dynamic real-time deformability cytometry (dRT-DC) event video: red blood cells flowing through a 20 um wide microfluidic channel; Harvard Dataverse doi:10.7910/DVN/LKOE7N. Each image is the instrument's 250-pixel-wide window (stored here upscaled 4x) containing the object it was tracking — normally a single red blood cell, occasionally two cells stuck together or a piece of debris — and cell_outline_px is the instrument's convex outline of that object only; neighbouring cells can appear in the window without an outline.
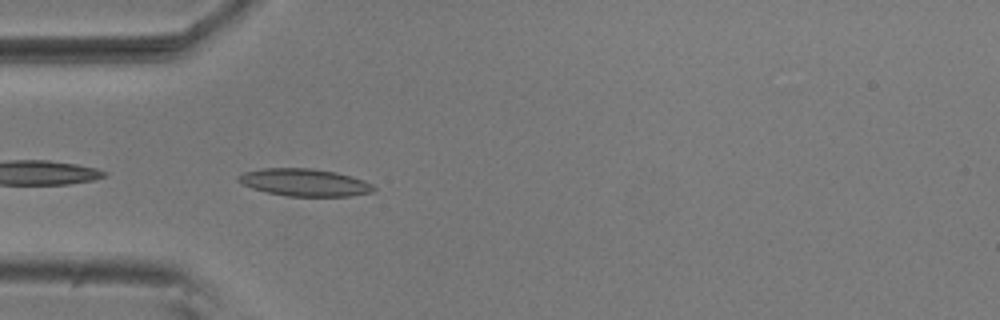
{"species": "common noctule bat (a hibernating species)", "species_latin": "Nyctalus noctula", "temperature_condition": "room temperature", "stored_images_in_passage": 40, "camera_frame_rate_fps": 3000, "um_per_image_px": 0.085, "animal": {"sex": "male", "body_mass_g": 20.5, "forearm_length_mm": 52.5}, "frame": {"image": 1, "passage_image": 2, "time_ms": 0.333, "image_size_px": [1000, 320], "cell_outline_px": [[376, 188], [372, 192], [348, 196], [288, 196], [268, 192], [252, 188], [236, 180], [236, 176], [244, 172], [260, 168], [312, 168], [336, 172], [364, 180], [372, 184]], "centroid_in_image_um": [25.87, 15.5], "position_along_channel_um": 59.1, "area_um2": 21.56}}
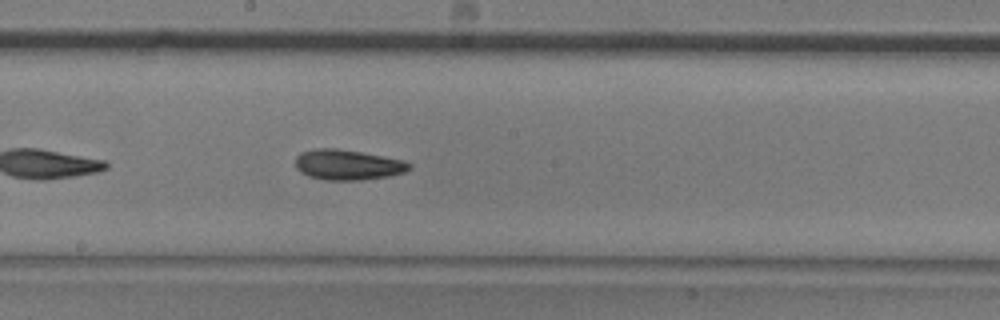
{"frame": {"image": 2, "passage_image": 15, "time_ms": 4.667, "image_size_px": [1000, 320], "cell_outline_px": [[412, 168], [404, 172], [388, 176], [360, 180], [324, 180], [308, 176], [300, 172], [296, 168], [296, 156], [300, 152], [316, 148], [336, 148], [360, 152], [404, 160], [412, 164]], "centroid_in_image_um": [29.54, 14.0], "position_along_channel_um": 218.7, "area_um2": 20.17}}
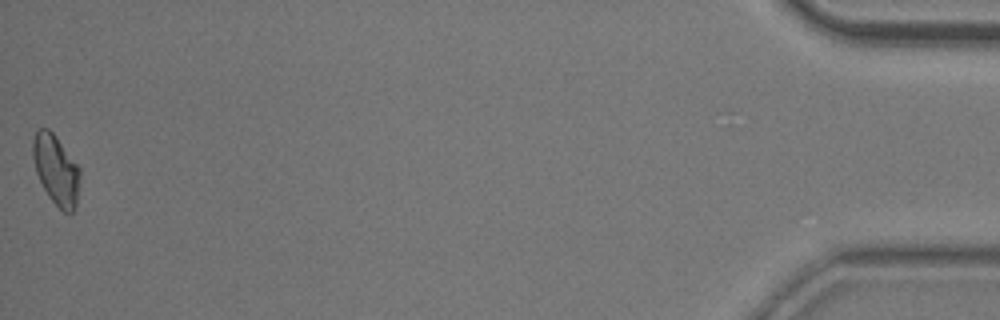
{"frame": {"image": 3, "passage_image": 40, "time_ms": 13.0, "image_size_px": [1000, 320], "cell_outline_px": [[80, 172], [76, 204], [72, 212], [64, 212], [48, 196], [36, 172], [32, 156], [32, 140], [36, 132], [40, 128], [48, 128], [56, 136], [80, 168]], "centroid_in_image_um": [4.75, 14.4], "position_along_channel_um": 430.5, "area_um2": 18.9}, "authors_computed_cell_mechanics": {"area_um2": 19.1029, "velocity_mm_per_s": 3.7168, "shape_relaxation_time_tau1_ms": 4.846, "shape_relaxation_time_tau2_ms": 4.2581, "deformation_change_tau1": 0.1333, "deformation_change_tau2": 0.1062}}